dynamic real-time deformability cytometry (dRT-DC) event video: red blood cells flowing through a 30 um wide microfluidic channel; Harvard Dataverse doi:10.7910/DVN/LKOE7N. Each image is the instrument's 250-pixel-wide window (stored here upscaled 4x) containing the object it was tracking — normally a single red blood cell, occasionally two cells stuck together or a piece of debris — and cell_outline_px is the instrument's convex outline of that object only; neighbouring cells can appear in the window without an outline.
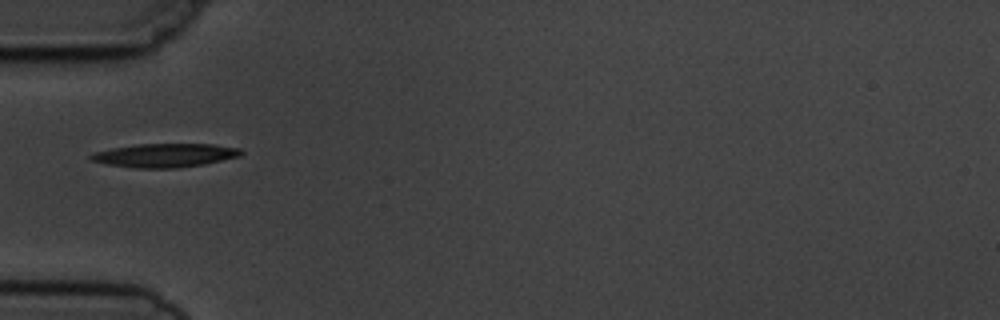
{"species": "common noctule bat (a hibernating species)", "species_latin": "Nyctalus noctula", "temperature_condition": "cold", "stored_images_in_passage": 8, "camera_frame_rate_fps": 3000, "um_per_image_px": 0.085, "animal": {"sex": "male", "body_mass_g": 19.5, "forearm_length_mm": 54.6}, "frame": {"image": 1, "passage_image": 5, "time_ms": 4.667, "image_size_px": [1000, 320], "cell_outline_px": [[244, 152], [240, 156], [204, 164], [176, 168], [136, 168], [108, 164], [92, 160], [88, 156], [96, 152], [112, 148], [140, 144], [216, 144], [240, 148]], "centroid_in_image_um": [14.07, 13.2], "position_along_channel_um": 70.9, "area_um2": 20.58}}
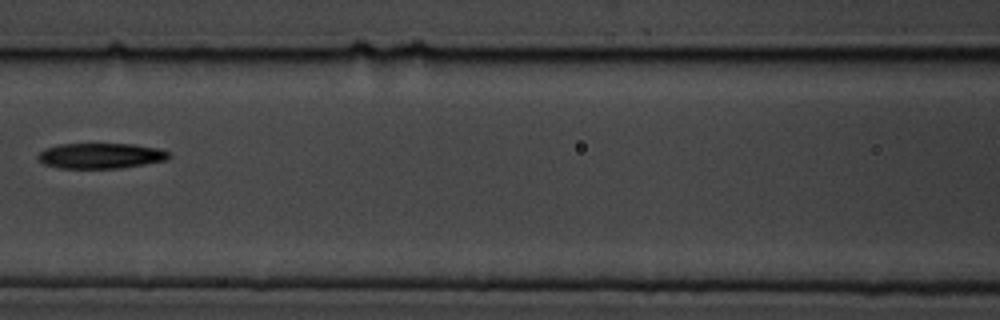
{"frame": {"image": 2, "passage_image": 7, "time_ms": 7.0, "image_size_px": [1000, 320], "cell_outline_px": [[172, 156], [168, 160], [120, 168], [60, 168], [44, 164], [36, 156], [44, 148], [60, 144], [132, 144], [156, 148], [168, 152]], "centroid_in_image_um": [8.55, 13.24], "position_along_channel_um": 158.0, "area_um2": 19.36}}
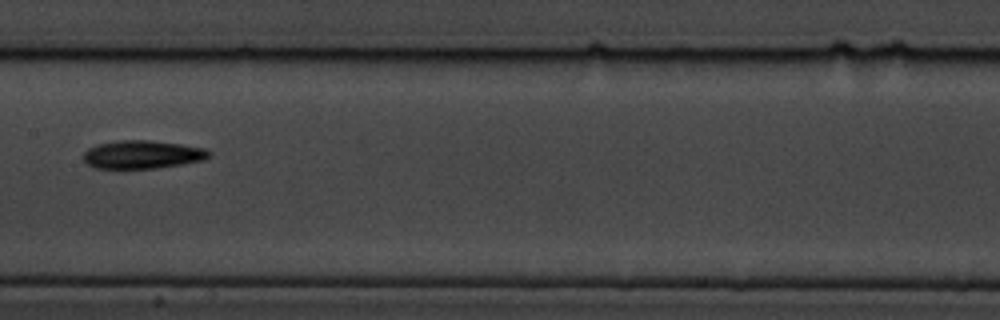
{"frame": {"image": 3, "passage_image": 8, "time_ms": 8.0, "image_size_px": [1000, 320], "cell_outline_px": [[212, 156], [204, 160], [156, 168], [96, 168], [88, 164], [84, 160], [84, 152], [88, 148], [96, 144], [120, 140], [148, 140], [180, 144], [204, 148], [212, 152]], "centroid_in_image_um": [12.12, 13.13], "position_along_channel_um": 195.3, "area_um2": 20.58}}